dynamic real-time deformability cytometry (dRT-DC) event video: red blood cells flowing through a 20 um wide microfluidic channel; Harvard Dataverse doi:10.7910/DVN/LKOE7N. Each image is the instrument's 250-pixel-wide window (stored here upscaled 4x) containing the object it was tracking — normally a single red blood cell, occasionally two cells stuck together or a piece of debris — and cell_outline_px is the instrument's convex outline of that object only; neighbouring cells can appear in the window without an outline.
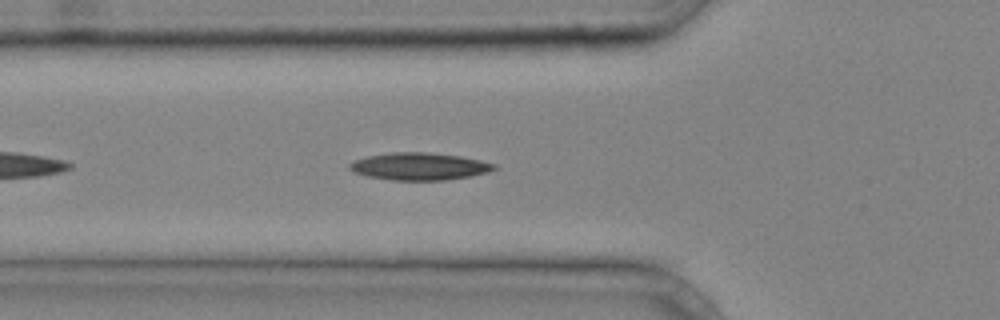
{"species": "common noctule bat (a hibernating species)", "species_latin": "Nyctalus noctula", "temperature_condition": "cold", "stored_images_in_passage": 31, "camera_frame_rate_fps": 3000, "um_per_image_px": 0.085, "animal": {"sex": "male", "body_mass_g": 20.4}, "frame": {"image": 1, "passage_image": 5, "time_ms": 1.333, "image_size_px": [1000, 320], "cell_outline_px": [[500, 168], [488, 172], [468, 176], [444, 180], [392, 180], [368, 176], [352, 172], [348, 168], [348, 164], [356, 160], [368, 156], [392, 152], [428, 152], [460, 156], [480, 160], [496, 164]], "centroid_in_image_um": [35.65, 14.14], "position_along_channel_um": 90.1, "area_um2": 23.0}}